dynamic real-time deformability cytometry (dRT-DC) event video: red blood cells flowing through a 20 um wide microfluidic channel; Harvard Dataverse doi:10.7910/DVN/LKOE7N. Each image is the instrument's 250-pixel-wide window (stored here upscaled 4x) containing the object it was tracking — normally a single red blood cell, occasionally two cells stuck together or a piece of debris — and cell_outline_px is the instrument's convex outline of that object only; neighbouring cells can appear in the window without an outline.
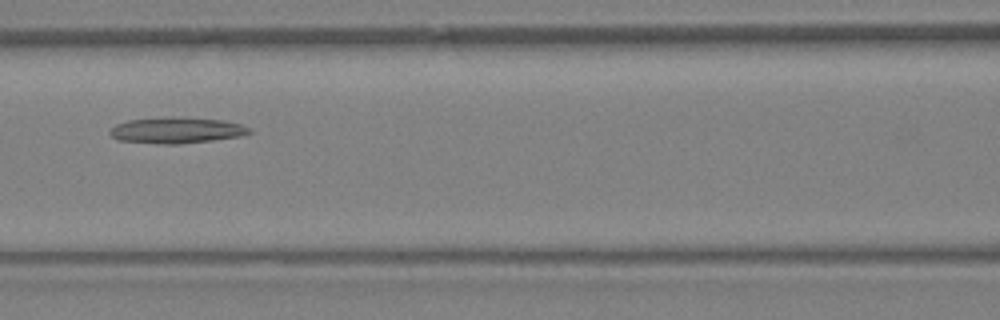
{"species": "Egyptian fruit bat (a non-hibernating species)", "species_latin": "Rousettus aegyptiacus", "temperature_condition": "warm", "stored_images_in_passage": 35, "camera_frame_rate_fps": 3000, "um_per_image_px": 0.085, "animal": {"sex": "female"}, "frame": {"image": 1, "passage_image": 13, "time_ms": 4.0, "image_size_px": [1000, 320], "cell_outline_px": [[252, 132], [244, 136], [180, 144], [164, 144], [116, 140], [108, 132], [116, 124], [128, 120], [164, 116], [180, 116], [224, 120], [240, 124], [252, 128]], "centroid_in_image_um": [15.03, 11.06], "position_along_channel_um": 151.6, "area_um2": 21.62}}
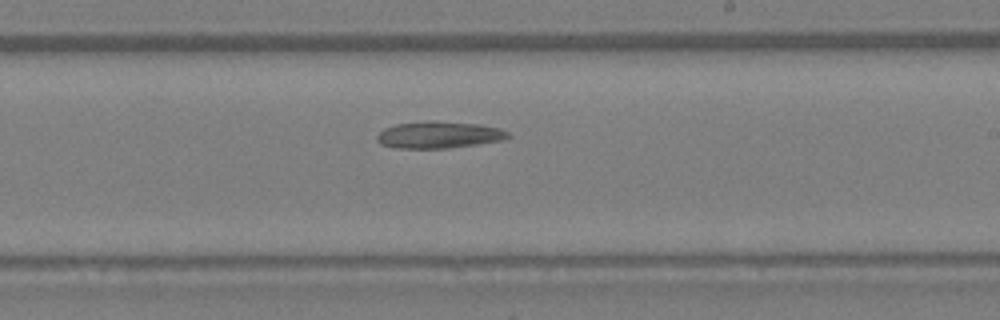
{"frame": {"image": 2, "passage_image": 19, "time_ms": 6.0, "image_size_px": [1000, 320], "cell_outline_px": [[512, 136], [504, 140], [448, 148], [396, 148], [380, 144], [376, 140], [376, 136], [384, 128], [396, 124], [424, 120], [436, 120], [480, 124], [500, 128], [508, 132]], "centroid_in_image_um": [37.31, 11.44], "position_along_channel_um": 251.7, "area_um2": 20.81}}
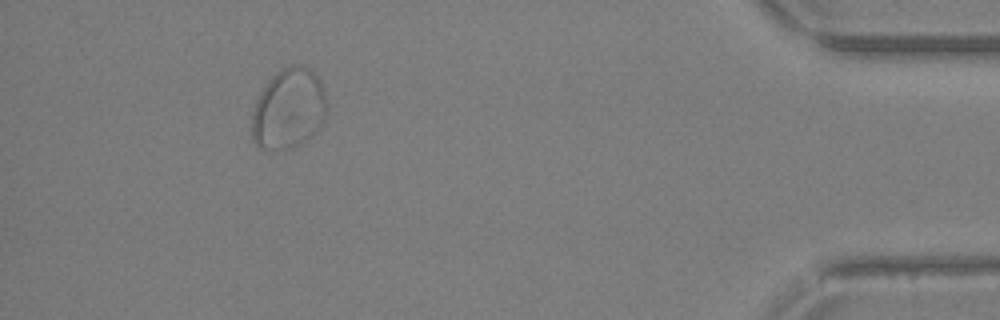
{"frame": {"image": 3, "passage_image": 32, "time_ms": 10.333, "image_size_px": [1000, 320], "cell_outline_px": [[328, 108], [324, 120], [316, 132], [312, 136], [300, 144], [292, 148], [276, 152], [256, 148], [252, 140], [252, 108], [260, 92], [268, 80], [276, 72], [292, 64], [296, 64], [308, 68], [320, 80], [324, 88], [328, 104]], "centroid_in_image_um": [24.52, 9.3], "position_along_channel_um": 410.7, "area_um2": 36.01}}